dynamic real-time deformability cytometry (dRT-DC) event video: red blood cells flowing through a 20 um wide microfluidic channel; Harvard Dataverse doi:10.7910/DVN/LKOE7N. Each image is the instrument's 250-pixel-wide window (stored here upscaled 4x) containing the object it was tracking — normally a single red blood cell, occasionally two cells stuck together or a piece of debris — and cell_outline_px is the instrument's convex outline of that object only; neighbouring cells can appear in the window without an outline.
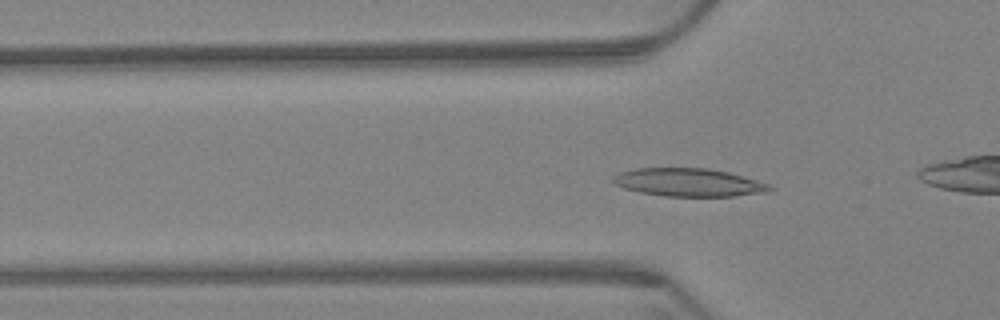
{"species": "Egyptian fruit bat (a non-hibernating species)", "species_latin": "Rousettus aegyptiacus", "temperature_condition": "warm", "stored_images_in_passage": 65, "camera_frame_rate_fps": 3000, "um_per_image_px": 0.085, "animal": {"sex": "female"}, "frame": {"image": 1, "passage_image": 21, "time_ms": 6.667, "image_size_px": [1000, 320], "cell_outline_px": [[776, 188], [768, 192], [732, 196], [664, 196], [640, 192], [624, 188], [616, 184], [612, 180], [612, 176], [620, 172], [636, 168], [708, 168], [728, 172], [756, 180], [768, 184]], "centroid_in_image_um": [58.54, 15.5], "position_along_channel_um": 67.3, "area_um2": 25.55}}
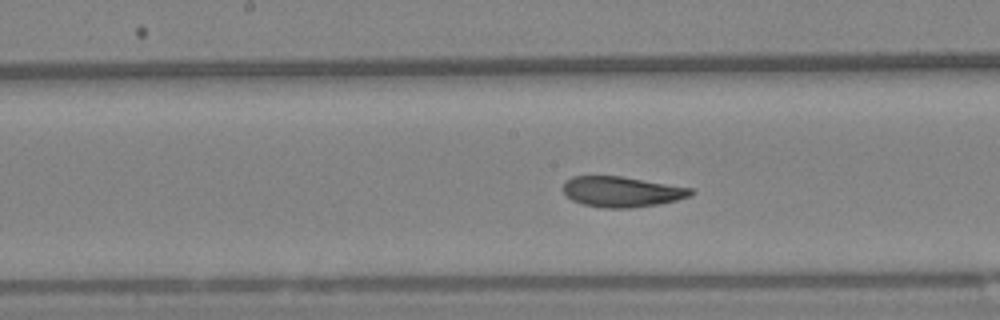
{"frame": {"image": 2, "passage_image": 33, "time_ms": 10.667, "image_size_px": [1000, 320], "cell_outline_px": [[696, 192], [688, 196], [676, 200], [660, 204], [632, 208], [604, 208], [584, 204], [572, 200], [564, 192], [564, 184], [572, 176], [620, 176], [692, 188]], "centroid_in_image_um": [52.87, 16.3], "position_along_channel_um": 195.3, "area_um2": 22.48}}
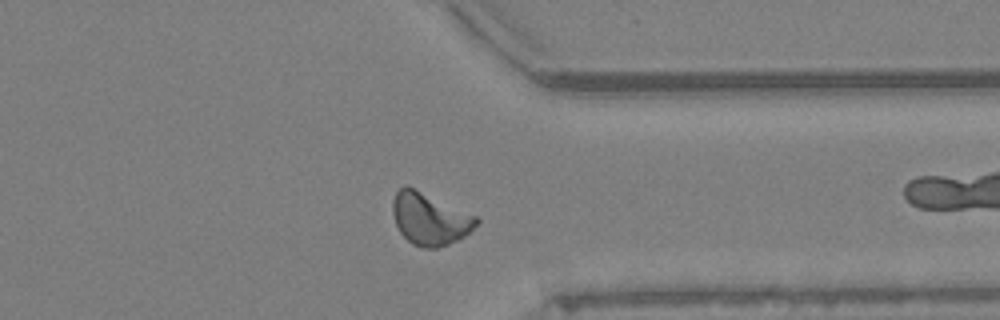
{"frame": {"image": 3, "passage_image": 50, "time_ms": 16.333, "image_size_px": [1000, 320], "cell_outline_px": [[480, 220], [464, 236], [448, 244], [436, 248], [420, 248], [412, 244], [400, 232], [396, 224], [392, 212], [392, 200], [396, 192], [404, 184], [408, 184], [476, 216]], "centroid_in_image_um": [36.48, 18.57], "position_along_channel_um": 374.9, "area_um2": 25.43}, "authors_computed_cell_mechanics": {"area_um2": 23.6402, "velocity_mm_per_s": 3.2167, "shape_relaxation_time_tau1_ms": 5.1134, "shape_relaxation_time_tau2_ms": 1.8069, "deformation_change_tau1": 0.1499, "deformation_change_tau2": 0.0644}}